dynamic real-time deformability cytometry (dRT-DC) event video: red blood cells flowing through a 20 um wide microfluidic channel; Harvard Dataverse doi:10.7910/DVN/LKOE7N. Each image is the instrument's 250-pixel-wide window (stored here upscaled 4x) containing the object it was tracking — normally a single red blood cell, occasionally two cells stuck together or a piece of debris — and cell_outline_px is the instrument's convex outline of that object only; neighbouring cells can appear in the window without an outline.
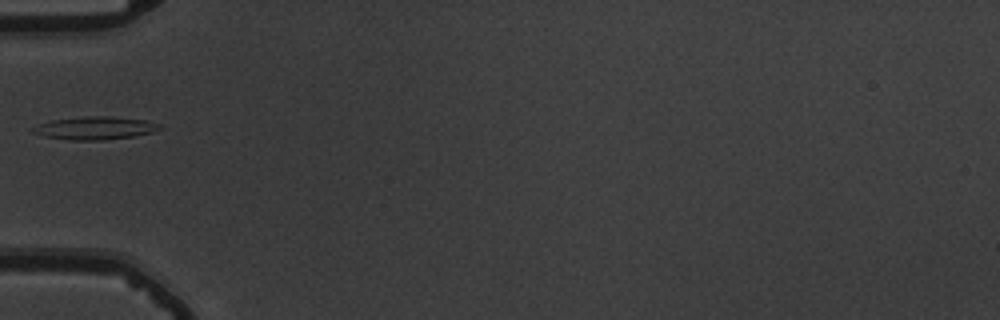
{"species": "common noctule bat (a hibernating species)", "species_latin": "Nyctalus noctula", "temperature_condition": "warm", "stored_images_in_passage": 36, "camera_frame_rate_fps": 3000, "um_per_image_px": 0.085, "animal": {"sex": "male", "body_mass_g": 19.5, "forearm_length_mm": 54.6}, "frame": {"image": 1, "passage_image": 1, "time_ms": 0.0, "image_size_px": [1000, 320], "cell_outline_px": [[164, 128], [152, 132], [132, 136], [100, 140], [72, 140], [44, 136], [32, 132], [32, 128], [40, 124], [52, 120], [84, 116], [108, 116], [144, 120], [160, 124]], "centroid_in_image_um": [8.09, 10.88], "position_along_channel_um": 76.9, "area_um2": 16.7}}
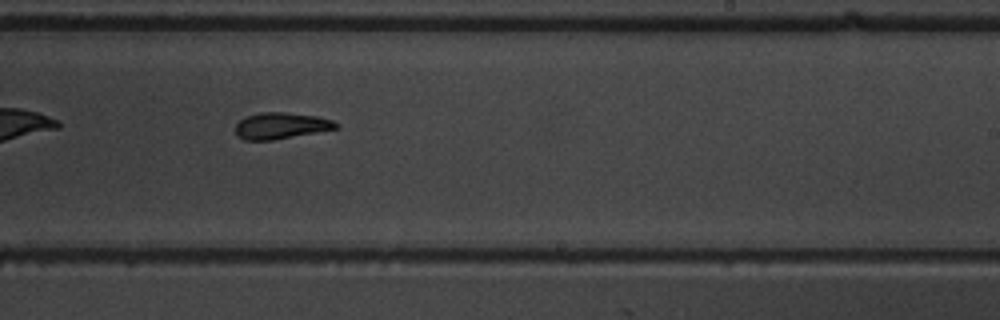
{"frame": {"image": 2, "passage_image": 16, "time_ms": 5.0, "image_size_px": [1000, 320], "cell_outline_px": [[336, 128], [316, 132], [272, 140], [244, 140], [236, 136], [236, 124], [240, 120], [248, 116], [260, 112], [284, 112], [320, 116], [332, 120], [336, 124]], "centroid_in_image_um": [23.84, 10.68], "position_along_channel_um": 265.2, "area_um2": 15.26}}
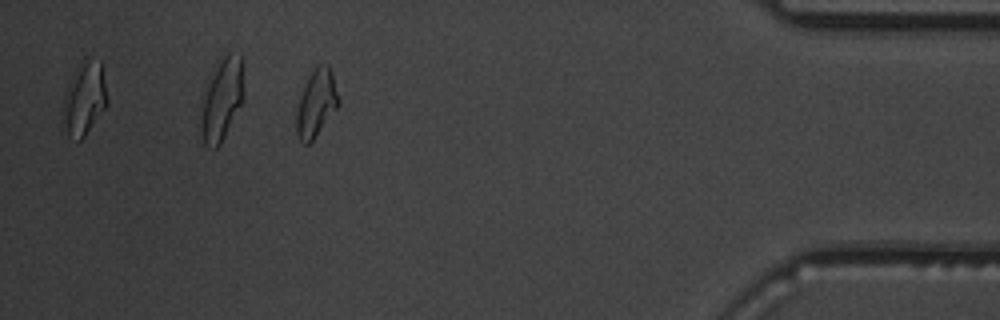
{"frame": {"image": 3, "passage_image": 31, "time_ms": 10.0, "image_size_px": [1000, 320], "cell_outline_px": [[340, 104], [312, 140], [308, 144], [304, 144], [300, 140], [296, 132], [296, 112], [300, 96], [312, 72], [320, 64], [328, 64], [332, 72], [340, 100]], "centroid_in_image_um": [26.9, 8.79], "position_along_channel_um": 408.3, "area_um2": 16.13}}